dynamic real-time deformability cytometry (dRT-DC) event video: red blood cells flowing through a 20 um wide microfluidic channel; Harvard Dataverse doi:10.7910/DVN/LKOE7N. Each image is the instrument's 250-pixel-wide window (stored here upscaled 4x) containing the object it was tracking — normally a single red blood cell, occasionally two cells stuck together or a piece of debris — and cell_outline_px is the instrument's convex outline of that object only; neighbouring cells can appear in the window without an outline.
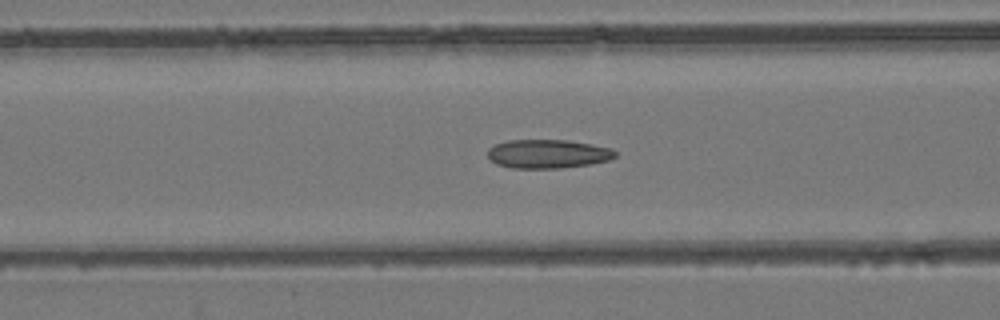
{"species": "common noctule bat (a hibernating species)", "species_latin": "Nyctalus noctula", "temperature_condition": "room temperature", "stored_images_in_passage": 53, "camera_frame_rate_fps": 3000, "um_per_image_px": 0.085, "animal": {"sex": "female", "body_mass_g": 24.6, "forearm_length_mm": 56.2}, "frame": {"image": 1, "passage_image": 21, "time_ms": 6.667, "image_size_px": [1000, 320], "cell_outline_px": [[616, 156], [608, 160], [588, 164], [560, 168], [512, 168], [496, 164], [488, 156], [488, 148], [496, 144], [508, 140], [568, 140], [592, 144], [612, 148], [616, 152]], "centroid_in_image_um": [46.56, 13.07], "position_along_channel_um": 120.0, "area_um2": 21.33}}
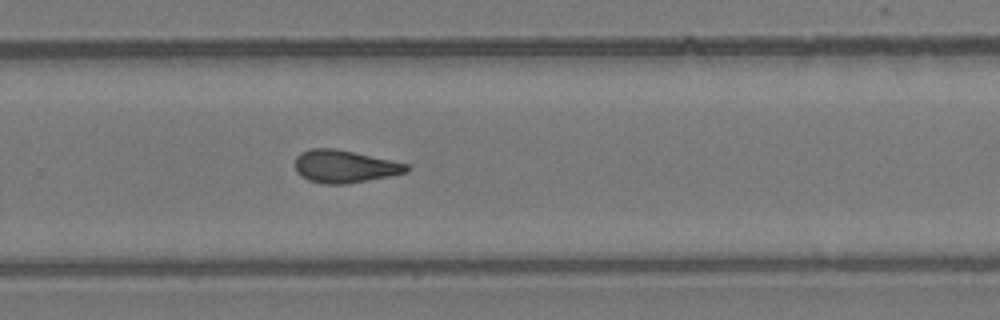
{"frame": {"image": 2, "passage_image": 35, "time_ms": 11.333, "image_size_px": [1000, 320], "cell_outline_px": [[412, 168], [408, 172], [368, 180], [344, 184], [324, 184], [308, 180], [300, 176], [296, 172], [296, 156], [300, 152], [312, 148], [336, 148], [392, 160], [408, 164]], "centroid_in_image_um": [29.29, 14.14], "position_along_channel_um": 300.5, "area_um2": 21.33}}
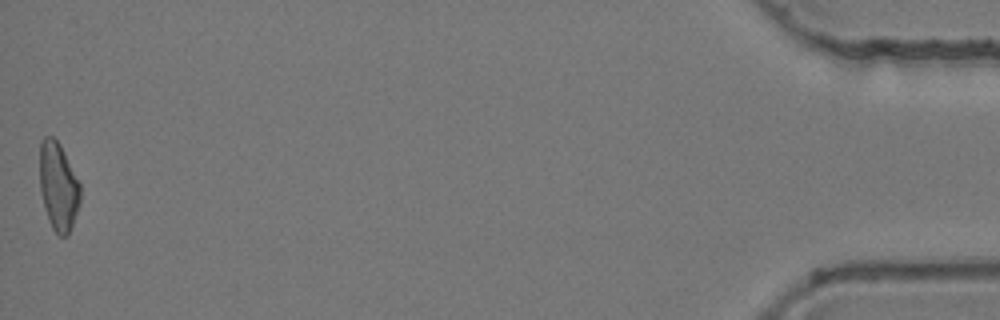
{"frame": {"image": 3, "passage_image": 53, "time_ms": 17.333, "image_size_px": [1000, 320], "cell_outline_px": [[80, 204], [68, 236], [60, 236], [52, 228], [48, 220], [44, 208], [40, 188], [40, 140], [44, 136], [52, 136], [60, 144], [80, 184]], "centroid_in_image_um": [4.95, 15.85], "position_along_channel_um": 430.3, "area_um2": 20.87}, "authors_computed_cell_mechanics": {"area_um2": 21.2126, "velocity_mm_per_s": 3.8725, "shape_relaxation_time_tau1_ms": null, "shape_relaxation_time_tau2_ms": 3.3936, "deformation_change_tau1": null, "deformation_change_tau2": 0.1259}}